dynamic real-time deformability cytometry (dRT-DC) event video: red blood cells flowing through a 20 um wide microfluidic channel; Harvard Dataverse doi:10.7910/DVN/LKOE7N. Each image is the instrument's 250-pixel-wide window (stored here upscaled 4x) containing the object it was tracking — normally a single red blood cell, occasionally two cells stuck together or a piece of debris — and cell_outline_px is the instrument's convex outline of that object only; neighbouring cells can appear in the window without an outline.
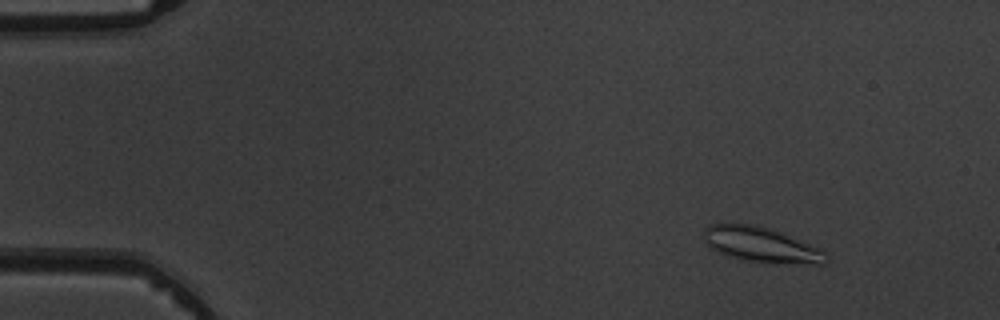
{"species": "common noctule bat (a hibernating species)", "species_latin": "Nyctalus noctula", "temperature_condition": "warm", "stored_images_in_passage": 5, "camera_frame_rate_fps": 3000, "um_per_image_px": 0.085, "animal": {"sex": "male", "body_mass_g": 19.5, "forearm_length_mm": 54.6}, "frame": {"image": 1, "passage_image": 2, "time_ms": 1.333, "image_size_px": [1000, 320], "cell_outline_px": [[828, 260], [824, 264], [812, 264], [740, 260], [728, 256], [712, 248], [708, 244], [704, 236], [704, 228], [708, 224], [756, 224], [780, 232], [820, 248], [828, 256]], "centroid_in_image_um": [64.71, 20.79], "position_along_channel_um": 20.3, "area_um2": 24.62}}
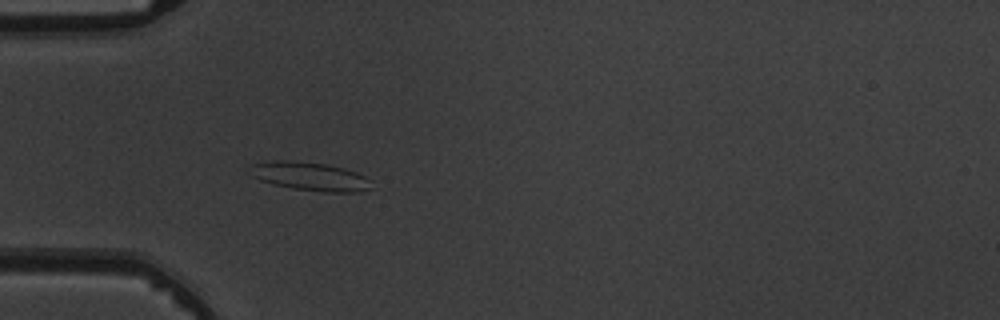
{"frame": {"image": 2, "passage_image": 5, "time_ms": 4.667, "image_size_px": [1000, 320], "cell_outline_px": [[372, 180], [368, 188], [356, 192], [324, 192], [296, 188], [272, 184], [260, 180], [252, 176], [252, 164], [272, 160], [292, 160], [328, 164], [344, 168], [356, 172]], "centroid_in_image_um": [26.36, 14.97], "position_along_channel_um": 58.6, "area_um2": 20.0}}